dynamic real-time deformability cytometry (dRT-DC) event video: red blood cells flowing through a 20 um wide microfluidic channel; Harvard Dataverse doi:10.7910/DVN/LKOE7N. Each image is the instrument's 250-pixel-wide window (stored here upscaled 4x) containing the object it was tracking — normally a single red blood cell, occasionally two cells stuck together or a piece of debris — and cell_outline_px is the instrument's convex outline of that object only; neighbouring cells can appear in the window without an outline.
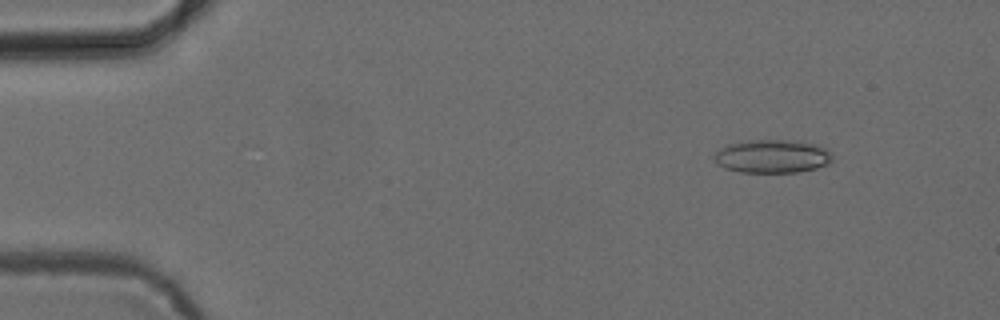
{"species": "common noctule bat (a hibernating species)", "species_latin": "Nyctalus noctula", "temperature_condition": "cold", "stored_images_in_passage": 52, "camera_frame_rate_fps": 3000, "um_per_image_px": 0.085, "animal": {"sex": "female", "body_mass_g": 24.6, "forearm_length_mm": 56.2}, "frame": {"image": 1, "passage_image": 6, "time_ms": 1.667, "image_size_px": [1000, 320], "cell_outline_px": [[832, 160], [828, 164], [816, 168], [800, 172], [740, 172], [724, 168], [712, 156], [720, 148], [728, 144], [744, 140], [796, 140], [820, 144], [832, 156]], "centroid_in_image_um": [65.65, 13.27], "position_along_channel_um": 19.3, "area_um2": 23.12}}
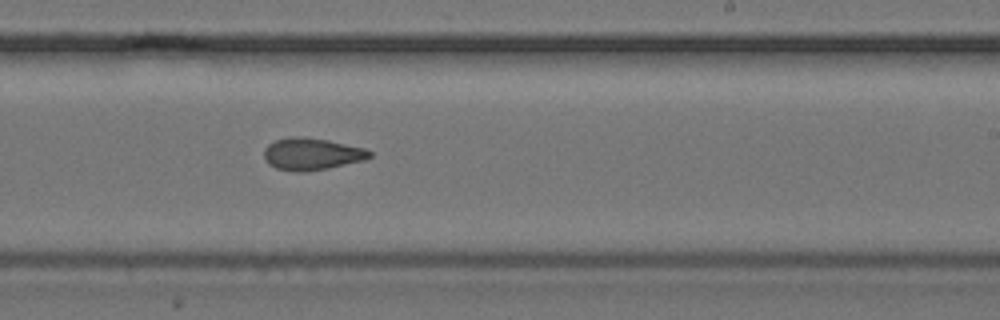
{"frame": {"image": 2, "passage_image": 32, "time_ms": 10.333, "image_size_px": [1000, 320], "cell_outline_px": [[372, 156], [364, 160], [328, 168], [304, 172], [296, 172], [276, 168], [268, 164], [264, 156], [264, 148], [268, 144], [276, 140], [288, 136], [304, 136], [328, 140], [364, 148], [372, 152]], "centroid_in_image_um": [26.48, 13.08], "position_along_channel_um": 262.5, "area_um2": 19.83}}
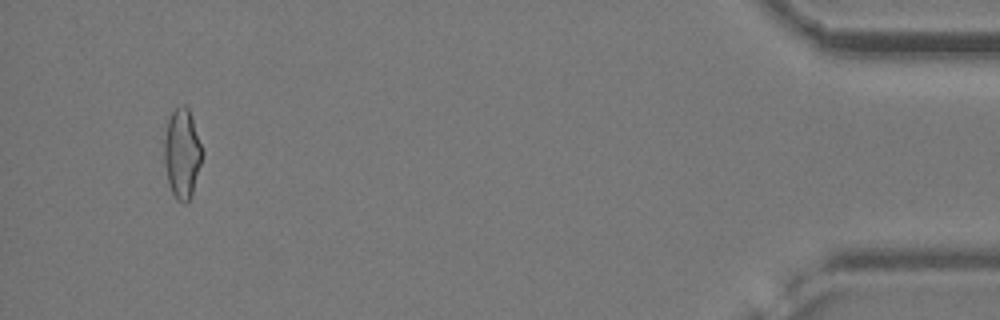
{"frame": {"image": 3, "passage_image": 50, "time_ms": 16.333, "image_size_px": [1000, 320], "cell_outline_px": [[204, 156], [192, 196], [184, 204], [176, 200], [168, 184], [164, 164], [164, 140], [168, 120], [172, 112], [176, 108], [184, 104], [188, 108], [204, 152]], "centroid_in_image_um": [15.49, 13.1], "position_along_channel_um": 419.7, "area_um2": 20.11}, "authors_computed_cell_mechanics": {"area_um2": 19.9699, "velocity_mm_per_s": 3.8989, "shape_relaxation_time_tau1_ms": null, "shape_relaxation_time_tau2_ms": 2.9864, "deformation_change_tau1": null, "deformation_change_tau2": 0.0965}}